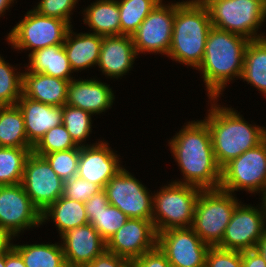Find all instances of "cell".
Instances as JSON below:
<instances>
[{
	"mask_svg": "<svg viewBox=\"0 0 266 267\" xmlns=\"http://www.w3.org/2000/svg\"><path fill=\"white\" fill-rule=\"evenodd\" d=\"M169 145L185 181L174 182L202 190L220 187L222 168L216 161L210 130L204 120L186 124Z\"/></svg>",
	"mask_w": 266,
	"mask_h": 267,
	"instance_id": "obj_1",
	"label": "cell"
},
{
	"mask_svg": "<svg viewBox=\"0 0 266 267\" xmlns=\"http://www.w3.org/2000/svg\"><path fill=\"white\" fill-rule=\"evenodd\" d=\"M249 39L239 34L212 27L208 33L203 61L198 70L202 72L209 99L215 102L229 80L241 78L245 50Z\"/></svg>",
	"mask_w": 266,
	"mask_h": 267,
	"instance_id": "obj_2",
	"label": "cell"
},
{
	"mask_svg": "<svg viewBox=\"0 0 266 267\" xmlns=\"http://www.w3.org/2000/svg\"><path fill=\"white\" fill-rule=\"evenodd\" d=\"M205 118L211 134L213 152L221 168L265 140V127L248 124L231 108L219 107L214 103Z\"/></svg>",
	"mask_w": 266,
	"mask_h": 267,
	"instance_id": "obj_3",
	"label": "cell"
},
{
	"mask_svg": "<svg viewBox=\"0 0 266 267\" xmlns=\"http://www.w3.org/2000/svg\"><path fill=\"white\" fill-rule=\"evenodd\" d=\"M212 28L208 9L197 0L175 3V19L167 54L196 70L203 61L208 33Z\"/></svg>",
	"mask_w": 266,
	"mask_h": 267,
	"instance_id": "obj_4",
	"label": "cell"
},
{
	"mask_svg": "<svg viewBox=\"0 0 266 267\" xmlns=\"http://www.w3.org/2000/svg\"><path fill=\"white\" fill-rule=\"evenodd\" d=\"M203 4L208 9L212 27L249 40L265 37L256 31L266 19V0H205Z\"/></svg>",
	"mask_w": 266,
	"mask_h": 267,
	"instance_id": "obj_5",
	"label": "cell"
},
{
	"mask_svg": "<svg viewBox=\"0 0 266 267\" xmlns=\"http://www.w3.org/2000/svg\"><path fill=\"white\" fill-rule=\"evenodd\" d=\"M153 195L152 222L157 233L192 227L199 187L171 182Z\"/></svg>",
	"mask_w": 266,
	"mask_h": 267,
	"instance_id": "obj_6",
	"label": "cell"
},
{
	"mask_svg": "<svg viewBox=\"0 0 266 267\" xmlns=\"http://www.w3.org/2000/svg\"><path fill=\"white\" fill-rule=\"evenodd\" d=\"M238 203L232 193L220 188L201 190L192 228L204 243L217 246L221 242Z\"/></svg>",
	"mask_w": 266,
	"mask_h": 267,
	"instance_id": "obj_7",
	"label": "cell"
},
{
	"mask_svg": "<svg viewBox=\"0 0 266 267\" xmlns=\"http://www.w3.org/2000/svg\"><path fill=\"white\" fill-rule=\"evenodd\" d=\"M71 26L61 19L30 10L11 30L7 40L15 49H30L34 52L48 46L63 44Z\"/></svg>",
	"mask_w": 266,
	"mask_h": 267,
	"instance_id": "obj_8",
	"label": "cell"
},
{
	"mask_svg": "<svg viewBox=\"0 0 266 267\" xmlns=\"http://www.w3.org/2000/svg\"><path fill=\"white\" fill-rule=\"evenodd\" d=\"M220 189L263 192L266 189V140L245 151L222 168Z\"/></svg>",
	"mask_w": 266,
	"mask_h": 267,
	"instance_id": "obj_9",
	"label": "cell"
},
{
	"mask_svg": "<svg viewBox=\"0 0 266 267\" xmlns=\"http://www.w3.org/2000/svg\"><path fill=\"white\" fill-rule=\"evenodd\" d=\"M21 184L41 213L63 196L64 181L43 156L33 151L25 161Z\"/></svg>",
	"mask_w": 266,
	"mask_h": 267,
	"instance_id": "obj_10",
	"label": "cell"
},
{
	"mask_svg": "<svg viewBox=\"0 0 266 267\" xmlns=\"http://www.w3.org/2000/svg\"><path fill=\"white\" fill-rule=\"evenodd\" d=\"M110 205L119 208L129 218L152 220L153 198L144 185L122 168L105 185Z\"/></svg>",
	"mask_w": 266,
	"mask_h": 267,
	"instance_id": "obj_11",
	"label": "cell"
},
{
	"mask_svg": "<svg viewBox=\"0 0 266 267\" xmlns=\"http://www.w3.org/2000/svg\"><path fill=\"white\" fill-rule=\"evenodd\" d=\"M42 224L41 212L33 205L22 184L0 185V230L11 238L21 230Z\"/></svg>",
	"mask_w": 266,
	"mask_h": 267,
	"instance_id": "obj_12",
	"label": "cell"
},
{
	"mask_svg": "<svg viewBox=\"0 0 266 267\" xmlns=\"http://www.w3.org/2000/svg\"><path fill=\"white\" fill-rule=\"evenodd\" d=\"M157 246L172 267H205L210 247L192 227L173 228L157 233Z\"/></svg>",
	"mask_w": 266,
	"mask_h": 267,
	"instance_id": "obj_13",
	"label": "cell"
},
{
	"mask_svg": "<svg viewBox=\"0 0 266 267\" xmlns=\"http://www.w3.org/2000/svg\"><path fill=\"white\" fill-rule=\"evenodd\" d=\"M260 208L238 203L217 247L240 252L255 249L266 230L264 211Z\"/></svg>",
	"mask_w": 266,
	"mask_h": 267,
	"instance_id": "obj_14",
	"label": "cell"
},
{
	"mask_svg": "<svg viewBox=\"0 0 266 267\" xmlns=\"http://www.w3.org/2000/svg\"><path fill=\"white\" fill-rule=\"evenodd\" d=\"M175 19V3L165 5L162 1L150 12L131 35L136 53L168 54Z\"/></svg>",
	"mask_w": 266,
	"mask_h": 267,
	"instance_id": "obj_15",
	"label": "cell"
},
{
	"mask_svg": "<svg viewBox=\"0 0 266 267\" xmlns=\"http://www.w3.org/2000/svg\"><path fill=\"white\" fill-rule=\"evenodd\" d=\"M157 246V232L152 220L129 218L106 242V250L127 261H134Z\"/></svg>",
	"mask_w": 266,
	"mask_h": 267,
	"instance_id": "obj_16",
	"label": "cell"
},
{
	"mask_svg": "<svg viewBox=\"0 0 266 267\" xmlns=\"http://www.w3.org/2000/svg\"><path fill=\"white\" fill-rule=\"evenodd\" d=\"M118 157L104 141L84 144L80 147L77 176L104 189L108 181L122 169Z\"/></svg>",
	"mask_w": 266,
	"mask_h": 267,
	"instance_id": "obj_17",
	"label": "cell"
},
{
	"mask_svg": "<svg viewBox=\"0 0 266 267\" xmlns=\"http://www.w3.org/2000/svg\"><path fill=\"white\" fill-rule=\"evenodd\" d=\"M61 238L67 267L90 263L106 250V242L90 223L69 229Z\"/></svg>",
	"mask_w": 266,
	"mask_h": 267,
	"instance_id": "obj_18",
	"label": "cell"
},
{
	"mask_svg": "<svg viewBox=\"0 0 266 267\" xmlns=\"http://www.w3.org/2000/svg\"><path fill=\"white\" fill-rule=\"evenodd\" d=\"M24 118L28 142L34 147L44 134L62 124L63 106H52L21 96L16 104Z\"/></svg>",
	"mask_w": 266,
	"mask_h": 267,
	"instance_id": "obj_19",
	"label": "cell"
},
{
	"mask_svg": "<svg viewBox=\"0 0 266 267\" xmlns=\"http://www.w3.org/2000/svg\"><path fill=\"white\" fill-rule=\"evenodd\" d=\"M137 53L129 35L102 37L98 68L105 76L118 78L132 68Z\"/></svg>",
	"mask_w": 266,
	"mask_h": 267,
	"instance_id": "obj_20",
	"label": "cell"
},
{
	"mask_svg": "<svg viewBox=\"0 0 266 267\" xmlns=\"http://www.w3.org/2000/svg\"><path fill=\"white\" fill-rule=\"evenodd\" d=\"M114 99L113 91L106 83L95 79H73L68 85L66 104L94 115L108 110Z\"/></svg>",
	"mask_w": 266,
	"mask_h": 267,
	"instance_id": "obj_21",
	"label": "cell"
},
{
	"mask_svg": "<svg viewBox=\"0 0 266 267\" xmlns=\"http://www.w3.org/2000/svg\"><path fill=\"white\" fill-rule=\"evenodd\" d=\"M69 80L43 73L22 72V96L52 106L67 102Z\"/></svg>",
	"mask_w": 266,
	"mask_h": 267,
	"instance_id": "obj_22",
	"label": "cell"
},
{
	"mask_svg": "<svg viewBox=\"0 0 266 267\" xmlns=\"http://www.w3.org/2000/svg\"><path fill=\"white\" fill-rule=\"evenodd\" d=\"M70 28L63 43L71 69L79 71L97 65L102 45V36L93 33H72ZM75 36L72 38L73 35Z\"/></svg>",
	"mask_w": 266,
	"mask_h": 267,
	"instance_id": "obj_23",
	"label": "cell"
},
{
	"mask_svg": "<svg viewBox=\"0 0 266 267\" xmlns=\"http://www.w3.org/2000/svg\"><path fill=\"white\" fill-rule=\"evenodd\" d=\"M28 71L43 73L64 80H73L69 60L63 44L52 45L29 53Z\"/></svg>",
	"mask_w": 266,
	"mask_h": 267,
	"instance_id": "obj_24",
	"label": "cell"
},
{
	"mask_svg": "<svg viewBox=\"0 0 266 267\" xmlns=\"http://www.w3.org/2000/svg\"><path fill=\"white\" fill-rule=\"evenodd\" d=\"M84 11L83 21L93 29V34L102 37L121 35L117 0H97Z\"/></svg>",
	"mask_w": 266,
	"mask_h": 267,
	"instance_id": "obj_25",
	"label": "cell"
},
{
	"mask_svg": "<svg viewBox=\"0 0 266 267\" xmlns=\"http://www.w3.org/2000/svg\"><path fill=\"white\" fill-rule=\"evenodd\" d=\"M42 223L51 219L58 227L60 236L69 229L80 227L89 223L84 202L59 197L45 211L41 213Z\"/></svg>",
	"mask_w": 266,
	"mask_h": 267,
	"instance_id": "obj_26",
	"label": "cell"
},
{
	"mask_svg": "<svg viewBox=\"0 0 266 267\" xmlns=\"http://www.w3.org/2000/svg\"><path fill=\"white\" fill-rule=\"evenodd\" d=\"M240 79L266 94V37L248 43Z\"/></svg>",
	"mask_w": 266,
	"mask_h": 267,
	"instance_id": "obj_27",
	"label": "cell"
},
{
	"mask_svg": "<svg viewBox=\"0 0 266 267\" xmlns=\"http://www.w3.org/2000/svg\"><path fill=\"white\" fill-rule=\"evenodd\" d=\"M0 147L33 148L28 142L24 118L17 105L0 106Z\"/></svg>",
	"mask_w": 266,
	"mask_h": 267,
	"instance_id": "obj_28",
	"label": "cell"
},
{
	"mask_svg": "<svg viewBox=\"0 0 266 267\" xmlns=\"http://www.w3.org/2000/svg\"><path fill=\"white\" fill-rule=\"evenodd\" d=\"M11 246L21 255L26 267H67L62 245L31 244Z\"/></svg>",
	"mask_w": 266,
	"mask_h": 267,
	"instance_id": "obj_29",
	"label": "cell"
},
{
	"mask_svg": "<svg viewBox=\"0 0 266 267\" xmlns=\"http://www.w3.org/2000/svg\"><path fill=\"white\" fill-rule=\"evenodd\" d=\"M162 0H120L121 35L131 36Z\"/></svg>",
	"mask_w": 266,
	"mask_h": 267,
	"instance_id": "obj_30",
	"label": "cell"
},
{
	"mask_svg": "<svg viewBox=\"0 0 266 267\" xmlns=\"http://www.w3.org/2000/svg\"><path fill=\"white\" fill-rule=\"evenodd\" d=\"M33 148L0 147V185L22 181L24 165Z\"/></svg>",
	"mask_w": 266,
	"mask_h": 267,
	"instance_id": "obj_31",
	"label": "cell"
},
{
	"mask_svg": "<svg viewBox=\"0 0 266 267\" xmlns=\"http://www.w3.org/2000/svg\"><path fill=\"white\" fill-rule=\"evenodd\" d=\"M89 223L107 242L119 230L129 217L119 208L108 205L98 213H86Z\"/></svg>",
	"mask_w": 266,
	"mask_h": 267,
	"instance_id": "obj_32",
	"label": "cell"
},
{
	"mask_svg": "<svg viewBox=\"0 0 266 267\" xmlns=\"http://www.w3.org/2000/svg\"><path fill=\"white\" fill-rule=\"evenodd\" d=\"M91 122L90 112L67 104L63 105L62 124L65 126L77 146H84L82 142H84L92 130Z\"/></svg>",
	"mask_w": 266,
	"mask_h": 267,
	"instance_id": "obj_33",
	"label": "cell"
},
{
	"mask_svg": "<svg viewBox=\"0 0 266 267\" xmlns=\"http://www.w3.org/2000/svg\"><path fill=\"white\" fill-rule=\"evenodd\" d=\"M0 56V106L16 105L22 96V73Z\"/></svg>",
	"mask_w": 266,
	"mask_h": 267,
	"instance_id": "obj_34",
	"label": "cell"
},
{
	"mask_svg": "<svg viewBox=\"0 0 266 267\" xmlns=\"http://www.w3.org/2000/svg\"><path fill=\"white\" fill-rule=\"evenodd\" d=\"M69 132L63 124L53 127L33 147V152L37 155H46L56 151H66L77 148Z\"/></svg>",
	"mask_w": 266,
	"mask_h": 267,
	"instance_id": "obj_35",
	"label": "cell"
},
{
	"mask_svg": "<svg viewBox=\"0 0 266 267\" xmlns=\"http://www.w3.org/2000/svg\"><path fill=\"white\" fill-rule=\"evenodd\" d=\"M40 156L48 161L51 168L63 181L75 177L78 173L79 146L70 150L56 151Z\"/></svg>",
	"mask_w": 266,
	"mask_h": 267,
	"instance_id": "obj_36",
	"label": "cell"
},
{
	"mask_svg": "<svg viewBox=\"0 0 266 267\" xmlns=\"http://www.w3.org/2000/svg\"><path fill=\"white\" fill-rule=\"evenodd\" d=\"M100 190L102 188L99 185L76 175L64 181L63 197L79 202H87L89 198Z\"/></svg>",
	"mask_w": 266,
	"mask_h": 267,
	"instance_id": "obj_37",
	"label": "cell"
},
{
	"mask_svg": "<svg viewBox=\"0 0 266 267\" xmlns=\"http://www.w3.org/2000/svg\"><path fill=\"white\" fill-rule=\"evenodd\" d=\"M205 267H242V253L210 246L206 254Z\"/></svg>",
	"mask_w": 266,
	"mask_h": 267,
	"instance_id": "obj_38",
	"label": "cell"
},
{
	"mask_svg": "<svg viewBox=\"0 0 266 267\" xmlns=\"http://www.w3.org/2000/svg\"><path fill=\"white\" fill-rule=\"evenodd\" d=\"M77 0H41L36 8L39 14L66 21L70 25V14Z\"/></svg>",
	"mask_w": 266,
	"mask_h": 267,
	"instance_id": "obj_39",
	"label": "cell"
},
{
	"mask_svg": "<svg viewBox=\"0 0 266 267\" xmlns=\"http://www.w3.org/2000/svg\"><path fill=\"white\" fill-rule=\"evenodd\" d=\"M136 267H172L165 254L156 246L134 260Z\"/></svg>",
	"mask_w": 266,
	"mask_h": 267,
	"instance_id": "obj_40",
	"label": "cell"
},
{
	"mask_svg": "<svg viewBox=\"0 0 266 267\" xmlns=\"http://www.w3.org/2000/svg\"><path fill=\"white\" fill-rule=\"evenodd\" d=\"M127 260L112 252L105 250L92 262L79 265L77 267H121Z\"/></svg>",
	"mask_w": 266,
	"mask_h": 267,
	"instance_id": "obj_41",
	"label": "cell"
},
{
	"mask_svg": "<svg viewBox=\"0 0 266 267\" xmlns=\"http://www.w3.org/2000/svg\"><path fill=\"white\" fill-rule=\"evenodd\" d=\"M86 213H98L109 205L104 189L95 193L87 202H84Z\"/></svg>",
	"mask_w": 266,
	"mask_h": 267,
	"instance_id": "obj_42",
	"label": "cell"
},
{
	"mask_svg": "<svg viewBox=\"0 0 266 267\" xmlns=\"http://www.w3.org/2000/svg\"><path fill=\"white\" fill-rule=\"evenodd\" d=\"M242 267H266V262L255 249L242 251Z\"/></svg>",
	"mask_w": 266,
	"mask_h": 267,
	"instance_id": "obj_43",
	"label": "cell"
},
{
	"mask_svg": "<svg viewBox=\"0 0 266 267\" xmlns=\"http://www.w3.org/2000/svg\"><path fill=\"white\" fill-rule=\"evenodd\" d=\"M5 267H26L23 258L12 246L5 251Z\"/></svg>",
	"mask_w": 266,
	"mask_h": 267,
	"instance_id": "obj_44",
	"label": "cell"
},
{
	"mask_svg": "<svg viewBox=\"0 0 266 267\" xmlns=\"http://www.w3.org/2000/svg\"><path fill=\"white\" fill-rule=\"evenodd\" d=\"M10 240L12 238L5 231L0 230V255L11 246Z\"/></svg>",
	"mask_w": 266,
	"mask_h": 267,
	"instance_id": "obj_45",
	"label": "cell"
},
{
	"mask_svg": "<svg viewBox=\"0 0 266 267\" xmlns=\"http://www.w3.org/2000/svg\"><path fill=\"white\" fill-rule=\"evenodd\" d=\"M255 250L260 253L264 261L266 262V230L262 238L257 242Z\"/></svg>",
	"mask_w": 266,
	"mask_h": 267,
	"instance_id": "obj_46",
	"label": "cell"
},
{
	"mask_svg": "<svg viewBox=\"0 0 266 267\" xmlns=\"http://www.w3.org/2000/svg\"><path fill=\"white\" fill-rule=\"evenodd\" d=\"M14 2V0H0V15L9 9L10 4Z\"/></svg>",
	"mask_w": 266,
	"mask_h": 267,
	"instance_id": "obj_47",
	"label": "cell"
},
{
	"mask_svg": "<svg viewBox=\"0 0 266 267\" xmlns=\"http://www.w3.org/2000/svg\"><path fill=\"white\" fill-rule=\"evenodd\" d=\"M262 208H263V211H264V216H265V220H266V189L262 192Z\"/></svg>",
	"mask_w": 266,
	"mask_h": 267,
	"instance_id": "obj_48",
	"label": "cell"
},
{
	"mask_svg": "<svg viewBox=\"0 0 266 267\" xmlns=\"http://www.w3.org/2000/svg\"><path fill=\"white\" fill-rule=\"evenodd\" d=\"M121 267H136L134 261H126Z\"/></svg>",
	"mask_w": 266,
	"mask_h": 267,
	"instance_id": "obj_49",
	"label": "cell"
},
{
	"mask_svg": "<svg viewBox=\"0 0 266 267\" xmlns=\"http://www.w3.org/2000/svg\"><path fill=\"white\" fill-rule=\"evenodd\" d=\"M0 267H5V252L0 255Z\"/></svg>",
	"mask_w": 266,
	"mask_h": 267,
	"instance_id": "obj_50",
	"label": "cell"
},
{
	"mask_svg": "<svg viewBox=\"0 0 266 267\" xmlns=\"http://www.w3.org/2000/svg\"><path fill=\"white\" fill-rule=\"evenodd\" d=\"M197 1H199L200 3H203L205 0H197Z\"/></svg>",
	"mask_w": 266,
	"mask_h": 267,
	"instance_id": "obj_51",
	"label": "cell"
}]
</instances>
